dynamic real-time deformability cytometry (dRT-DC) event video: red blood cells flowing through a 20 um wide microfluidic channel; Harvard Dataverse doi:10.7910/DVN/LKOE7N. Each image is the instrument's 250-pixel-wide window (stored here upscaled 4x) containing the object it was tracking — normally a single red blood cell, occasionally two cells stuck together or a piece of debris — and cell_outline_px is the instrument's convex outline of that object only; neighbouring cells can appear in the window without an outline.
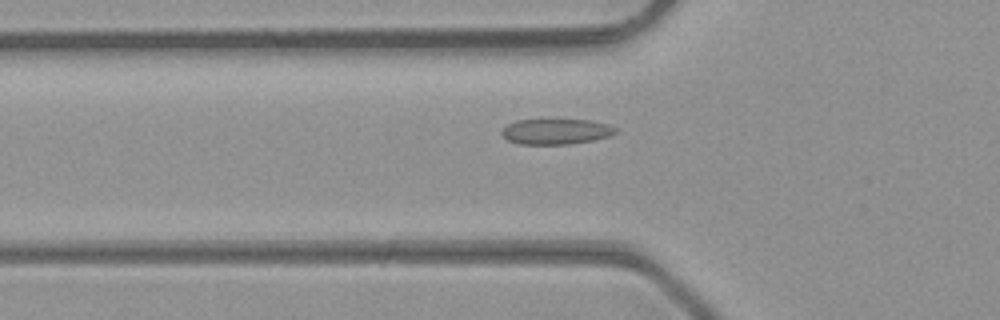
{"species": "common noctule bat (a hibernating species)", "species_latin": "Nyctalus noctula", "temperature_condition": "room temperature", "stored_images_in_passage": 43, "camera_frame_rate_fps": 3000, "um_per_image_px": 0.085, "animal": {"sex": "male", "body_mass_g": 23.1, "forearm_length_mm": 52.7}, "frame": {"image": 1, "passage_image": 12, "time_ms": 3.667, "image_size_px": [1000, 320], "cell_outline_px": [[620, 128], [616, 132], [608, 136], [592, 140], [568, 144], [520, 144], [508, 140], [500, 132], [508, 124], [516, 120], [592, 120], [608, 124]], "centroid_in_image_um": [47.29, 11.17], "position_along_channel_um": 78.5, "area_um2": 16.82}}
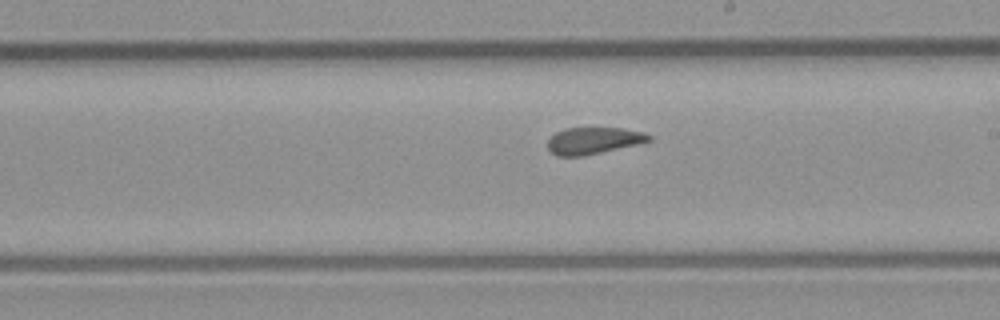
{"frame": {"image": 2, "passage_image": 23, "time_ms": 7.333, "image_size_px": [1000, 320], "cell_outline_px": [[652, 140], [640, 144], [584, 156], [556, 156], [548, 148], [548, 140], [556, 132], [564, 128], [624, 128], [640, 132], [652, 136]], "centroid_in_image_um": [50.45, 11.96], "position_along_channel_um": 238.5, "area_um2": 15.84}}
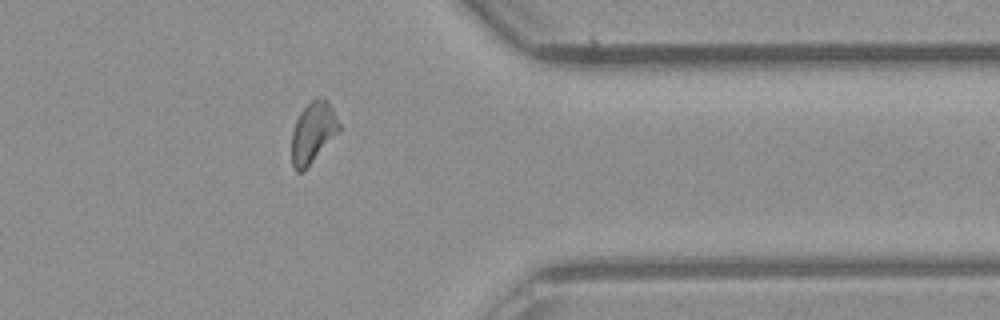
{"frame": {"image": 3, "passage_image": 34, "time_ms": 11.0, "image_size_px": [1000, 320], "cell_outline_px": [[340, 132], [300, 172], [296, 172], [292, 168], [292, 132], [296, 120], [300, 112], [312, 100], [328, 100], [340, 124]], "centroid_in_image_um": [26.6, 11.26], "position_along_channel_um": 384.8, "area_um2": 16.36}, "authors_computed_cell_mechanics": {"area_um2": 16.8198, "velocity_mm_per_s": 4.3346, "shape_relaxation_time_tau1_ms": 7.6062, "shape_relaxation_time_tau2_ms": 1.3316, "deformation_change_tau1": 0.1415, "deformation_change_tau2": 0.0541}}